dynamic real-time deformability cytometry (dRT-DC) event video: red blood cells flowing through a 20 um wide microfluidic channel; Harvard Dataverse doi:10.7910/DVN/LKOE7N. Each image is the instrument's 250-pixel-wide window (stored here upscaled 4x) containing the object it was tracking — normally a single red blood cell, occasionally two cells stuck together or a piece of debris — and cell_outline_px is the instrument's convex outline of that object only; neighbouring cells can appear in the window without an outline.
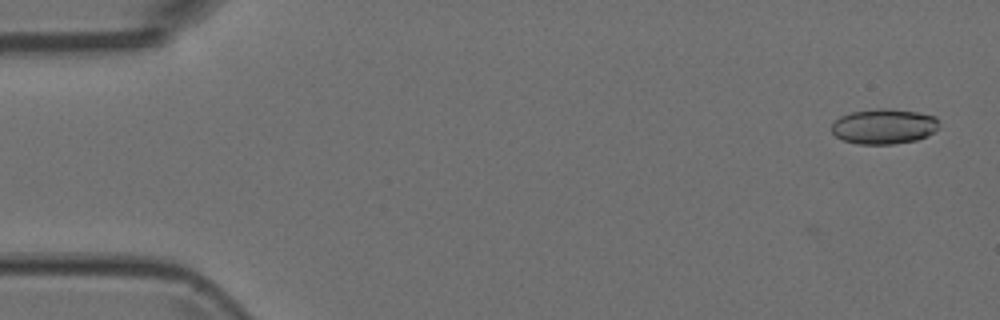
{"species": "Egyptian fruit bat (a non-hibernating species)", "species_latin": "Rousettus aegyptiacus", "temperature_condition": "room temperature", "stored_images_in_passage": 2, "camera_frame_rate_fps": 3000, "um_per_image_px": 0.085, "animal": {"sex": "female"}, "frame": {"image": 1, "passage_image": 2, "time_ms": 0.333, "image_size_px": [1000, 320], "cell_outline_px": [[940, 128], [916, 140], [892, 144], [856, 144], [844, 140], [836, 136], [832, 132], [832, 124], [840, 116], [852, 112], [880, 108], [884, 108], [916, 112], [936, 116], [940, 124]], "centroid_in_image_um": [75.14, 10.74], "position_along_channel_um": 9.9, "area_um2": 21.91}}